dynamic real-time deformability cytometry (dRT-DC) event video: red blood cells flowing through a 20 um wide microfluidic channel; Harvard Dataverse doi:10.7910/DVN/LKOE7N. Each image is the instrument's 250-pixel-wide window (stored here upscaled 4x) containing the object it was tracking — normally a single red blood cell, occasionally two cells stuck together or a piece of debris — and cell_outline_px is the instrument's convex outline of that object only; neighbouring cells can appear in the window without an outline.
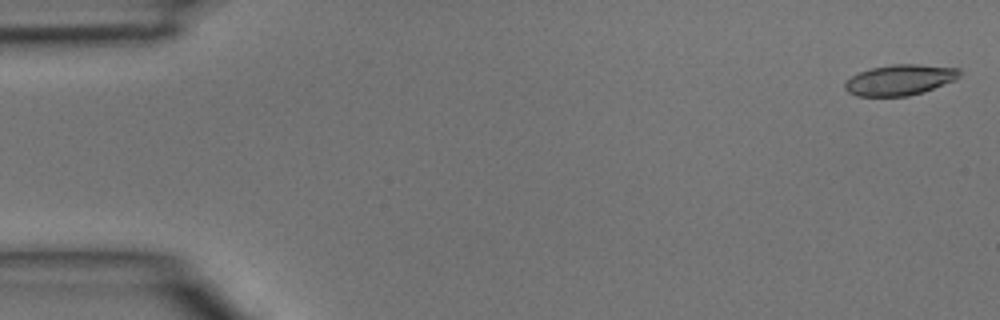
{"species": "common noctule bat (a hibernating species)", "species_latin": "Nyctalus noctula", "temperature_condition": "room temperature", "stored_images_in_passage": 45, "camera_frame_rate_fps": 3000, "um_per_image_px": 0.085, "animal": {"sex": "male", "body_mass_g": 15.6}, "frame": {"image": 1, "passage_image": 1, "time_ms": 0.0, "image_size_px": [1000, 320], "cell_outline_px": [[960, 76], [956, 80], [924, 92], [908, 96], [856, 96], [848, 92], [844, 88], [844, 84], [852, 76], [860, 72], [872, 68], [892, 64], [920, 64], [960, 68]], "centroid_in_image_um": [76.52, 6.79], "position_along_channel_um": 8.5, "area_um2": 20.58}}
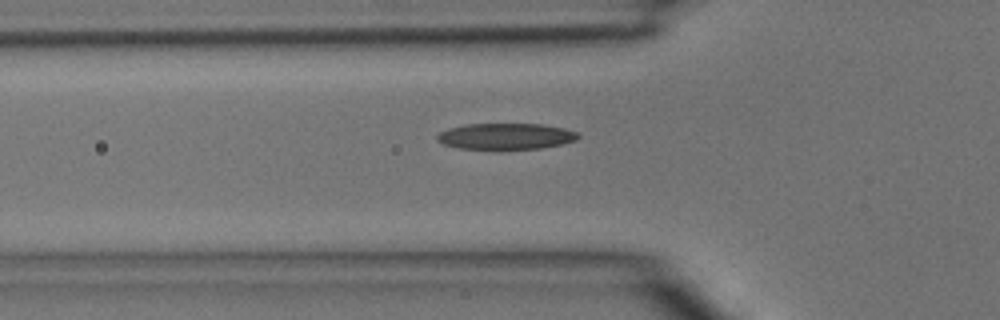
{"frame": {"image": 2, "passage_image": 15, "time_ms": 4.667, "image_size_px": [1000, 320], "cell_outline_px": [[580, 136], [576, 140], [564, 144], [540, 148], [456, 148], [444, 144], [436, 140], [436, 136], [440, 132], [448, 128], [464, 124], [544, 124], [564, 128], [580, 132]], "centroid_in_image_um": [43.02, 11.57], "position_along_channel_um": 82.8, "area_um2": 21.44}}
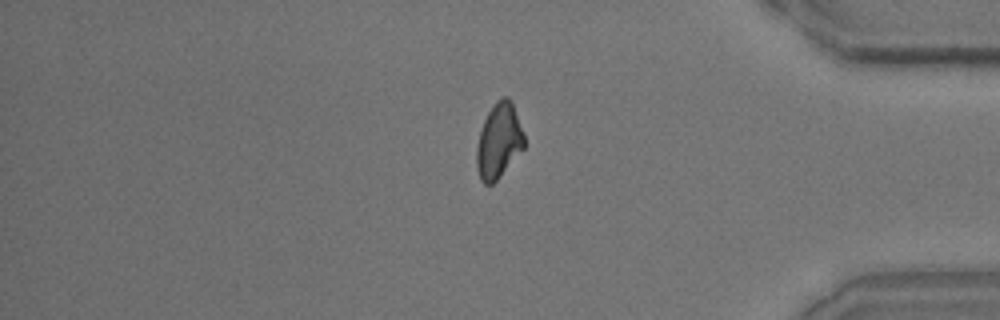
{"frame": {"image": 3, "passage_image": 38, "time_ms": 12.333, "image_size_px": [1000, 320], "cell_outline_px": [[524, 148], [500, 176], [492, 184], [484, 184], [480, 180], [476, 168], [476, 148], [480, 132], [484, 120], [492, 104], [496, 100], [504, 96], [508, 96], [512, 100], [524, 136]], "centroid_in_image_um": [42.38, 11.96], "position_along_channel_um": 392.8, "area_um2": 20.81}}